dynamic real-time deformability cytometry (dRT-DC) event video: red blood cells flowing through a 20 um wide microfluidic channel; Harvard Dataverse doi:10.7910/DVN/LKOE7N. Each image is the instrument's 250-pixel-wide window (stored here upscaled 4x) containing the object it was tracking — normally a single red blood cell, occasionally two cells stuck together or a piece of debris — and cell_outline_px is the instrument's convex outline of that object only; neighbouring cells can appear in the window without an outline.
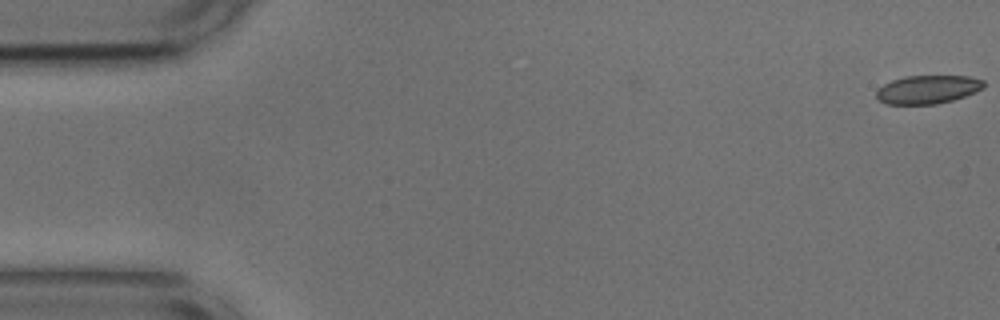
{"species": "common noctule bat (a hibernating species)", "species_latin": "Nyctalus noctula", "temperature_condition": "cold", "stored_images_in_passage": 52, "camera_frame_rate_fps": 3000, "um_per_image_px": 0.085, "animal": {"sex": "male", "body_mass_g": 17.9, "forearm_length_mm": 54.2}, "frame": {"image": 1, "passage_image": 1, "time_ms": 0.0, "image_size_px": [1000, 320], "cell_outline_px": [[984, 88], [976, 92], [952, 100], [936, 104], [888, 104], [880, 100], [876, 96], [876, 92], [884, 84], [892, 80], [904, 76], [968, 76], [984, 80]], "centroid_in_image_um": [78.88, 7.6], "position_along_channel_um": 6.1, "area_um2": 17.69}}
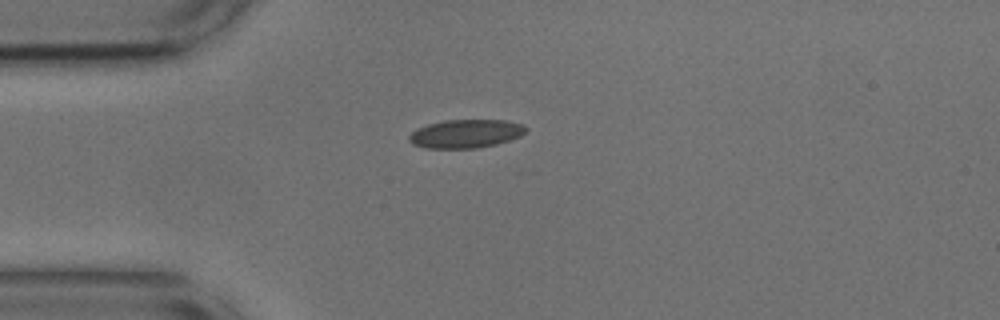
{"frame": {"image": 2, "passage_image": 14, "time_ms": 4.333, "image_size_px": [1000, 320], "cell_outline_px": [[528, 128], [520, 136], [496, 144], [476, 148], [424, 148], [412, 144], [408, 140], [408, 136], [416, 128], [428, 124], [444, 120], [504, 120], [524, 124]], "centroid_in_image_um": [39.56, 11.36], "position_along_channel_um": 45.4, "area_um2": 19.42}}
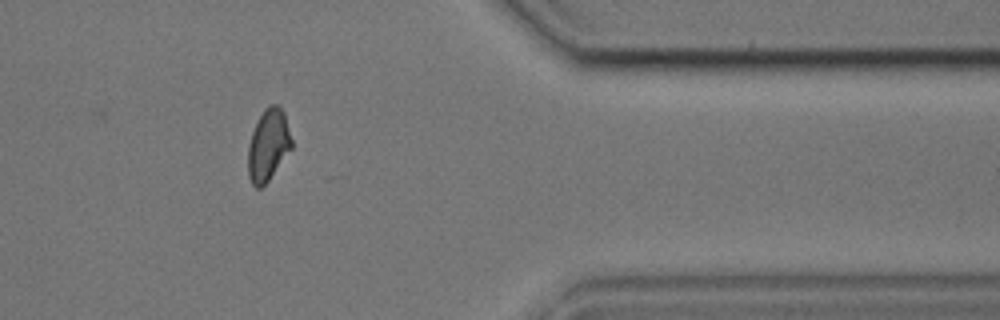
{"frame": {"image": 3, "passage_image": 45, "time_ms": 14.667, "image_size_px": [1000, 320], "cell_outline_px": [[292, 148], [268, 180], [260, 188], [256, 188], [252, 184], [248, 176], [248, 144], [252, 132], [264, 108], [268, 104], [276, 104], [284, 112], [292, 140]], "centroid_in_image_um": [22.79, 12.32], "position_along_channel_um": 388.6, "area_um2": 18.09}, "authors_computed_cell_mechanics": {"area_um2": 18.5538, "velocity_mm_per_s": 3.6585, "shape_relaxation_time_tau1_ms": null, "shape_relaxation_time_tau2_ms": 2.9184, "deformation_change_tau1": null, "deformation_change_tau2": 0.0602}}